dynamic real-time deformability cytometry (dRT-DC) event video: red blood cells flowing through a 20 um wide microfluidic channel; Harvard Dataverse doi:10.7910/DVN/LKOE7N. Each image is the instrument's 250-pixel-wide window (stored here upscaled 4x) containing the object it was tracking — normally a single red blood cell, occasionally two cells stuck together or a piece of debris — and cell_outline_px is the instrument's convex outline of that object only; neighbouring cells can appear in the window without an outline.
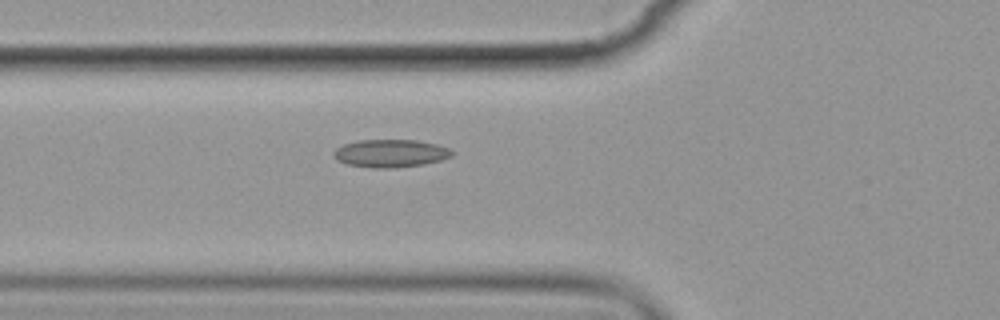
{"species": "common noctule bat (a hibernating species)", "species_latin": "Nyctalus noctula", "temperature_condition": "cold", "stored_images_in_passage": 3, "camera_frame_rate_fps": 3000, "um_per_image_px": 0.085, "animal": {"sex": "female", "body_mass_g": 19.9}, "frame": {"image": 1, "passage_image": 3, "time_ms": 2.333, "image_size_px": [1000, 320], "cell_outline_px": [[456, 152], [452, 156], [440, 160], [424, 164], [392, 168], [372, 168], [348, 164], [336, 160], [332, 156], [332, 152], [336, 148], [344, 144], [356, 140], [416, 140], [436, 144], [448, 148]], "centroid_in_image_um": [33.17, 13.03], "position_along_channel_um": 92.6, "area_um2": 19.31}}